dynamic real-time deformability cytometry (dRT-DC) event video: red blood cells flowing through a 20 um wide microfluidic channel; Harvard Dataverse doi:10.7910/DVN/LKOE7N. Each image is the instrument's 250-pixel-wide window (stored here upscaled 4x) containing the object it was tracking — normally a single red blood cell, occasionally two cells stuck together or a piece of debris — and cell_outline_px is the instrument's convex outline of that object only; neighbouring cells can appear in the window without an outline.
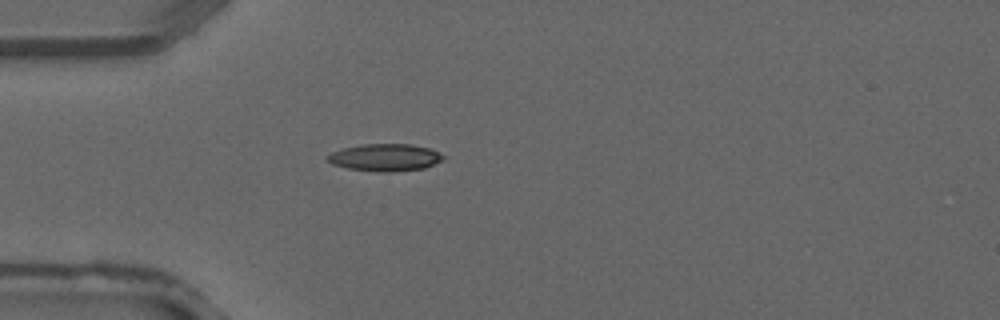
{"species": "common noctule bat (a hibernating species)", "species_latin": "Nyctalus noctula", "temperature_condition": "warm", "stored_images_in_passage": 1, "camera_frame_rate_fps": 3000, "um_per_image_px": 0.085, "animal": {"sex": "male", "forearm_length_mm": 52.5}, "frame": {"image": 1, "passage_image": 1, "time_ms": 0.0, "image_size_px": [1000, 320], "cell_outline_px": [[444, 160], [424, 168], [392, 172], [380, 172], [348, 168], [332, 164], [324, 160], [324, 156], [332, 152], [344, 148], [364, 144], [412, 144], [432, 148], [440, 152], [444, 156]], "centroid_in_image_um": [32.74, 13.38], "position_along_channel_um": 52.3, "area_um2": 18.61}}